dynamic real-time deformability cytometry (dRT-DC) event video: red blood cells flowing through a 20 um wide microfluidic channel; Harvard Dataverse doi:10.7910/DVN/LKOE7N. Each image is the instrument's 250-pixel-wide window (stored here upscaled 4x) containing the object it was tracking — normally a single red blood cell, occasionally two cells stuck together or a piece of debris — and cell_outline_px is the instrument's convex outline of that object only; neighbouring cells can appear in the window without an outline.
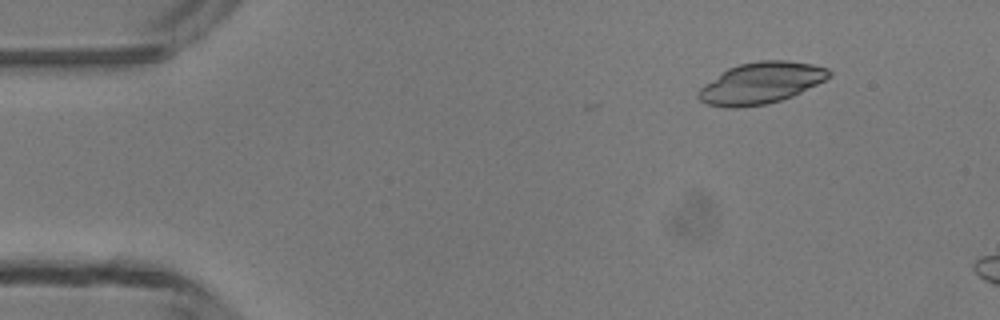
{"species": "common noctule bat (a hibernating species)", "species_latin": "Nyctalus noctula", "temperature_condition": "room temperature", "stored_images_in_passage": 11, "camera_frame_rate_fps": 3000, "um_per_image_px": 0.085, "animal": {"sex": "male", "body_mass_g": 13.3}, "frame": {"image": 1, "passage_image": 6, "time_ms": 1.667, "image_size_px": [1000, 320], "cell_outline_px": [[832, 76], [792, 96], [768, 104], [736, 108], [724, 108], [708, 104], [700, 100], [696, 96], [696, 92], [704, 84], [728, 68], [740, 64], [760, 60], [788, 60], [812, 64], [828, 68], [832, 72]], "centroid_in_image_um": [64.66, 7.06], "position_along_channel_um": 20.3, "area_um2": 31.56}}